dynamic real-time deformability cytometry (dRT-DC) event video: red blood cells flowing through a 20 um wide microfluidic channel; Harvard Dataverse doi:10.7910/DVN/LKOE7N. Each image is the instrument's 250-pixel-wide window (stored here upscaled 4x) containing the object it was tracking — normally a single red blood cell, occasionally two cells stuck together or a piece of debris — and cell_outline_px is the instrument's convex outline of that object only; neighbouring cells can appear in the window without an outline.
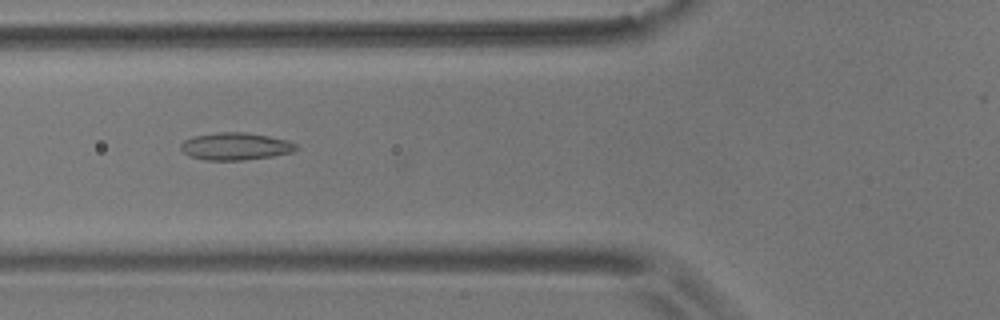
{"species": "common noctule bat (a hibernating species)", "species_latin": "Nyctalus noctula", "temperature_condition": "room temperature", "stored_images_in_passage": 48, "camera_frame_rate_fps": 3000, "um_per_image_px": 0.085, "animal": {"sex": "male", "body_mass_g": 17.9}, "frame": {"image": 1, "passage_image": 18, "time_ms": 5.667, "image_size_px": [1000, 320], "cell_outline_px": [[300, 148], [292, 152], [272, 156], [244, 160], [204, 160], [188, 156], [180, 148], [180, 144], [184, 140], [192, 136], [220, 132], [244, 132], [268, 136], [288, 140], [296, 144]], "centroid_in_image_um": [20.0, 12.44], "position_along_channel_um": 105.8, "area_um2": 18.5}}
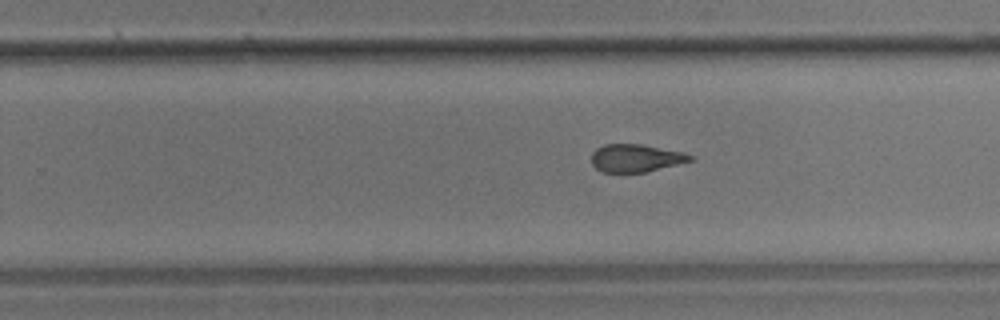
{"frame": {"image": 2, "passage_image": 32, "time_ms": 10.333, "image_size_px": [1000, 320], "cell_outline_px": [[692, 160], [644, 172], [600, 172], [592, 164], [592, 152], [596, 148], [604, 144], [640, 144], [684, 152], [692, 156]], "centroid_in_image_um": [53.99, 13.43], "position_along_channel_um": 275.8, "area_um2": 15.78}}
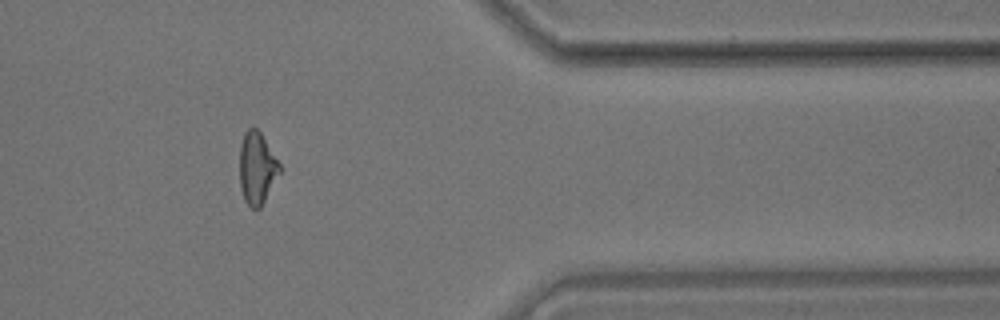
{"frame": {"image": 3, "passage_image": 43, "time_ms": 14.0, "image_size_px": [1000, 320], "cell_outline_px": [[280, 172], [260, 208], [252, 208], [244, 200], [240, 188], [240, 144], [244, 132], [248, 128], [256, 128], [260, 132], [280, 164]], "centroid_in_image_um": [21.82, 14.28], "position_along_channel_um": 389.6, "area_um2": 16.59}, "authors_computed_cell_mechanics": {"area_um2": 16.7042, "velocity_mm_per_s": 3.6397, "shape_relaxation_time_tau1_ms": null, "shape_relaxation_time_tau2_ms": 3.0016, "deformation_change_tau1": null, "deformation_change_tau2": 0.1097}}